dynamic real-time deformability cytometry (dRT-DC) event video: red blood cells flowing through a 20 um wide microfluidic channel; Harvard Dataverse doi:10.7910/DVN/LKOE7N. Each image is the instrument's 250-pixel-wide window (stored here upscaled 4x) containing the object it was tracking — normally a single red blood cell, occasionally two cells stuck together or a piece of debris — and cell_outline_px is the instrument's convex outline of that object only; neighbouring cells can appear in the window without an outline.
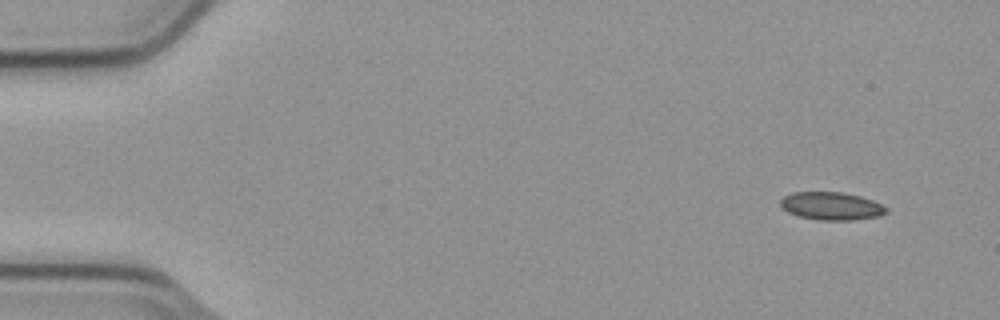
{"species": "common noctule bat (a hibernating species)", "species_latin": "Nyctalus noctula", "temperature_condition": "cold", "stored_images_in_passage": 3, "camera_frame_rate_fps": 3000, "um_per_image_px": 0.085, "animal": {"sex": "male", "body_mass_g": 23.1, "forearm_length_mm": 52.7}, "frame": {"image": 1, "passage_image": 1, "time_ms": 0.0, "image_size_px": [1000, 320], "cell_outline_px": [[888, 212], [880, 216], [852, 220], [820, 220], [800, 216], [788, 212], [780, 204], [780, 200], [784, 196], [792, 192], [844, 192], [860, 196], [872, 200], [888, 208]], "centroid_in_image_um": [70.69, 17.51], "position_along_channel_um": 14.3, "area_um2": 17.17}}